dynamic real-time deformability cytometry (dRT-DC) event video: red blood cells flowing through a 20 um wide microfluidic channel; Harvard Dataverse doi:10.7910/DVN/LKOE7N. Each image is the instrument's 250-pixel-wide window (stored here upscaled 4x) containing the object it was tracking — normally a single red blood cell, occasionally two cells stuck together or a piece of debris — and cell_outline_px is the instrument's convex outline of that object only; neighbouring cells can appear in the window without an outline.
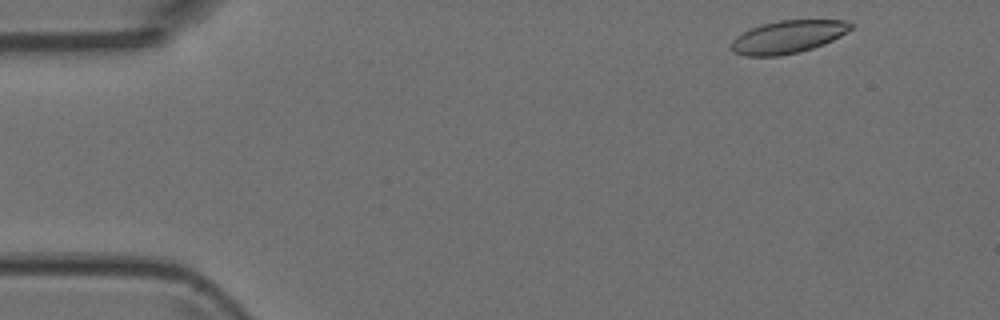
{"species": "Egyptian fruit bat (a non-hibernating species)", "species_latin": "Rousettus aegyptiacus", "temperature_condition": "room temperature", "stored_images_in_passage": 3, "camera_frame_rate_fps": 3000, "um_per_image_px": 0.085, "animal": {"sex": "female"}, "frame": {"image": 1, "passage_image": 1, "time_ms": 0.0, "image_size_px": [1000, 320], "cell_outline_px": [[852, 28], [840, 36], [824, 44], [800, 52], [780, 56], [744, 56], [732, 52], [732, 40], [736, 36], [752, 28], [764, 24], [780, 20], [844, 20], [852, 24]], "centroid_in_image_um": [66.96, 3.15], "position_along_channel_um": 18.0, "area_um2": 22.66}}